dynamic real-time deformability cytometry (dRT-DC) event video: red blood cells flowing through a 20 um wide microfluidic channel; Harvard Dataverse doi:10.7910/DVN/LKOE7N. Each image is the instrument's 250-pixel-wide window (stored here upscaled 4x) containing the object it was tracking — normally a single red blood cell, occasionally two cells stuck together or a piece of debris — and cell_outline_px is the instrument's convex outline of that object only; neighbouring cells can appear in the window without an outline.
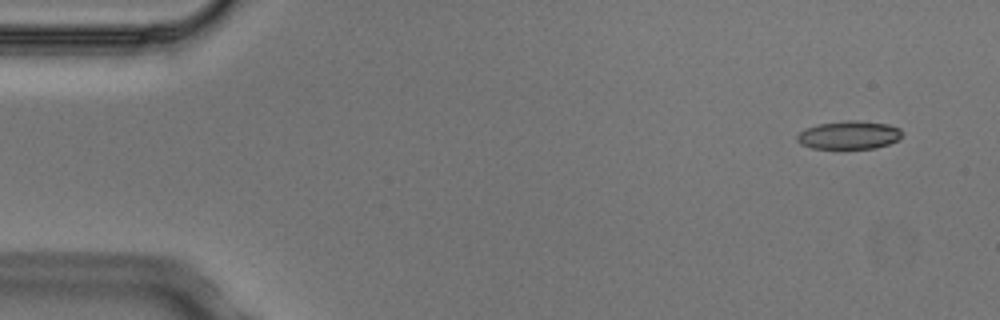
{"species": "Egyptian fruit bat (a non-hibernating species)", "species_latin": "Rousettus aegyptiacus", "temperature_condition": "cold", "stored_images_in_passage": 5, "camera_frame_rate_fps": 3000, "um_per_image_px": 0.085, "animal": {"sex": "male"}, "frame": {"image": 1, "passage_image": 2, "time_ms": 0.333, "image_size_px": [1000, 320], "cell_outline_px": [[904, 132], [900, 140], [876, 148], [812, 148], [800, 144], [796, 140], [796, 136], [800, 132], [808, 128], [820, 124], [848, 120], [856, 120], [888, 124], [900, 128]], "centroid_in_image_um": [72.22, 11.48], "position_along_channel_um": 12.8, "area_um2": 17.28}}
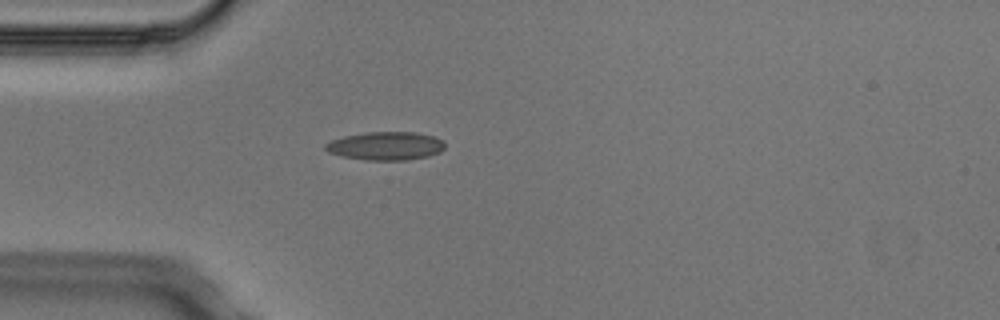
{"frame": {"image": 2, "passage_image": 5, "time_ms": 1.333, "image_size_px": [1000, 320], "cell_outline_px": [[444, 148], [440, 152], [428, 156], [408, 160], [368, 160], [340, 156], [328, 152], [324, 148], [324, 144], [332, 140], [344, 136], [368, 132], [416, 132], [436, 136], [444, 140]], "centroid_in_image_um": [32.8, 12.4], "position_along_channel_um": 52.2, "area_um2": 19.88}}